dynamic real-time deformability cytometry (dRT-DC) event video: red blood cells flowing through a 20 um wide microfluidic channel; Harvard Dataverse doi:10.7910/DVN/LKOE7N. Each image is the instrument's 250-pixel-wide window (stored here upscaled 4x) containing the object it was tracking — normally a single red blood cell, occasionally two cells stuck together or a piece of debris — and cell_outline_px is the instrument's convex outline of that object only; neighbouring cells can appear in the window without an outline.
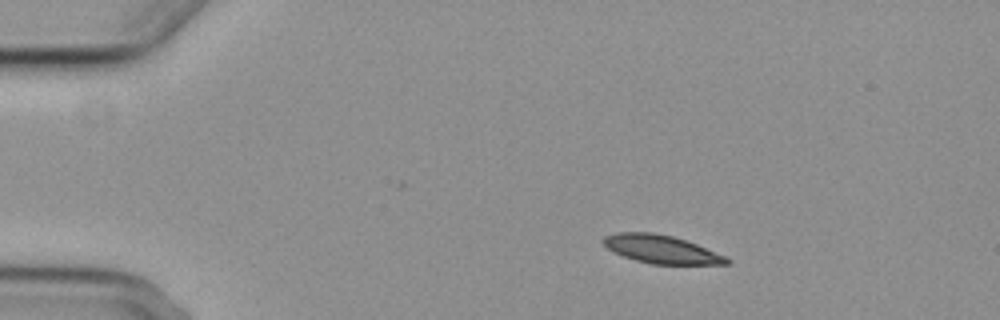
{"species": "common noctule bat (a hibernating species)", "species_latin": "Nyctalus noctula", "temperature_condition": "cold", "stored_images_in_passage": 3, "camera_frame_rate_fps": 3000, "um_per_image_px": 0.085, "animal": {"sex": "female", "body_mass_g": 29.2, "forearm_length_mm": 56.3}, "frame": {"image": 1, "passage_image": 1, "time_ms": 0.0, "image_size_px": [1000, 320], "cell_outline_px": [[732, 264], [652, 264], [636, 260], [624, 256], [608, 248], [600, 240], [604, 236], [616, 232], [652, 232], [672, 236], [696, 244], [728, 256], [732, 260]], "centroid_in_image_um": [56.25, 21.18], "position_along_channel_um": 28.8, "area_um2": 20.29}}